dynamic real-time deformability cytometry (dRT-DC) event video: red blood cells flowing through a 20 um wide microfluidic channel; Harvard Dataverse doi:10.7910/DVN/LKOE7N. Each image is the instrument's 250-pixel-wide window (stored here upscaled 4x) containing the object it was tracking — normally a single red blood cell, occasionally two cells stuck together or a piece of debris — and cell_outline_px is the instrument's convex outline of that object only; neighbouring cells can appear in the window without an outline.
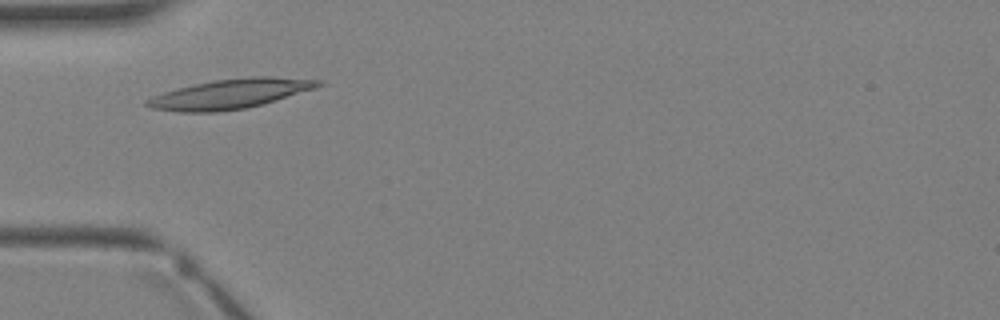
{"species": "Egyptian fruit bat (a non-hibernating species)", "species_latin": "Rousettus aegyptiacus", "temperature_condition": "warm", "stored_images_in_passage": 1, "camera_frame_rate_fps": 3000, "um_per_image_px": 0.085, "animal": {"sex": "female"}, "frame": {"image": 1, "passage_image": 1, "time_ms": 0.0, "image_size_px": [1000, 320], "cell_outline_px": [[324, 84], [316, 88], [264, 104], [244, 108], [216, 112], [180, 112], [152, 108], [144, 104], [144, 100], [152, 96], [164, 92], [196, 84], [216, 80], [252, 76], [268, 76], [324, 80]], "centroid_in_image_um": [19.61, 7.98], "position_along_channel_um": 65.4, "area_um2": 29.48}}